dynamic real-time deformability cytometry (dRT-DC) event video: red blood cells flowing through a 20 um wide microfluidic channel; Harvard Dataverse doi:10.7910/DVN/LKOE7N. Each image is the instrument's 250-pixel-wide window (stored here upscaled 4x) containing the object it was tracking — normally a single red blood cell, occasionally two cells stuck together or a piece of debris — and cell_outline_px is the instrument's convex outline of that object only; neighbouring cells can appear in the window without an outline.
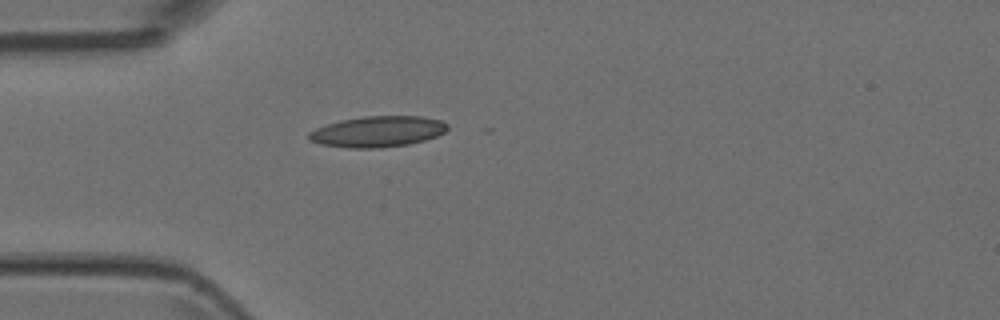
{"species": "Egyptian fruit bat (a non-hibernating species)", "species_latin": "Rousettus aegyptiacus", "temperature_condition": "room temperature", "stored_images_in_passage": 6, "camera_frame_rate_fps": 3000, "um_per_image_px": 0.085, "animal": {"sex": "female"}, "frame": {"image": 1, "passage_image": 6, "time_ms": 1.667, "image_size_px": [1000, 320], "cell_outline_px": [[448, 128], [444, 132], [436, 136], [424, 140], [408, 144], [376, 148], [348, 148], [320, 144], [308, 140], [308, 132], [316, 128], [328, 124], [344, 120], [364, 116], [420, 116], [440, 120], [448, 124]], "centroid_in_image_um": [32.09, 11.19], "position_along_channel_um": 52.9, "area_um2": 24.8}}